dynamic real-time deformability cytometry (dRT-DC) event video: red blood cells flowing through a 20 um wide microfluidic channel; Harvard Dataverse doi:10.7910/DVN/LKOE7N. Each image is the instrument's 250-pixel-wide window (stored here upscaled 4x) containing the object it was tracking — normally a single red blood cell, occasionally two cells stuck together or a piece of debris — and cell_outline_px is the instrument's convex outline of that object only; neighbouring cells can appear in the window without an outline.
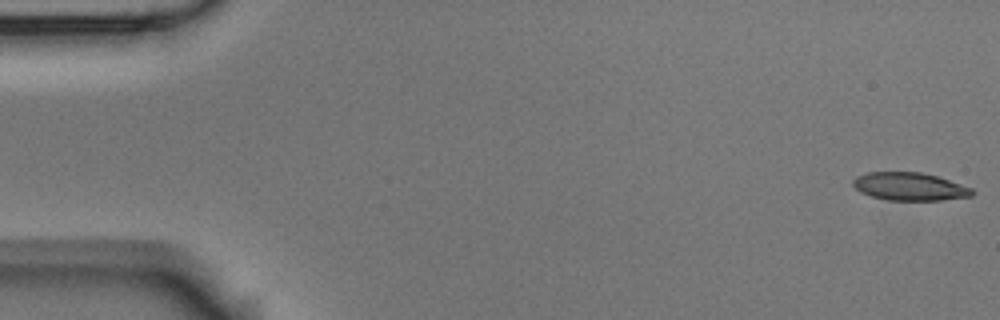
{"species": "Egyptian fruit bat (a non-hibernating species)", "species_latin": "Rousettus aegyptiacus", "temperature_condition": "room temperature", "stored_images_in_passage": 6, "camera_frame_rate_fps": 3000, "um_per_image_px": 0.085, "animal": {"sex": "male"}, "frame": {"image": 1, "passage_image": 1, "time_ms": 0.0, "image_size_px": [1000, 320], "cell_outline_px": [[976, 192], [972, 196], [940, 200], [888, 200], [872, 196], [860, 192], [852, 184], [852, 180], [856, 176], [868, 172], [920, 172], [936, 176], [972, 188]], "centroid_in_image_um": [77.31, 15.85], "position_along_channel_um": 7.7, "area_um2": 19.31}}
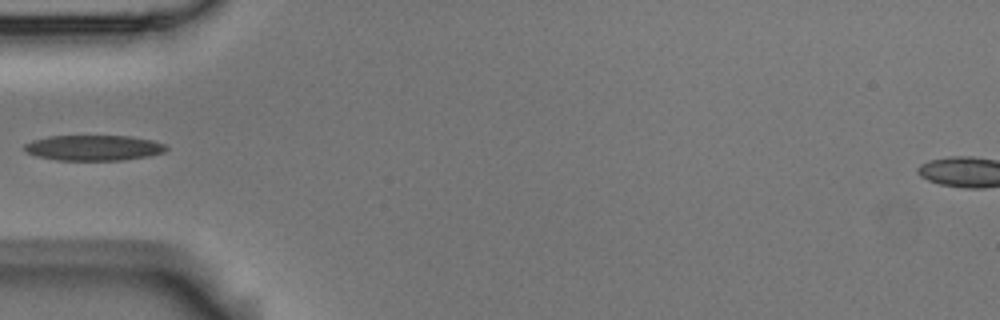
{"frame": {"image": 2, "passage_image": 5, "time_ms": 1.333, "image_size_px": [1000, 320], "cell_outline_px": [[168, 148], [164, 152], [148, 156], [120, 160], [60, 160], [36, 156], [28, 152], [24, 148], [24, 144], [32, 140], [48, 136], [128, 136], [152, 140], [164, 144]], "centroid_in_image_um": [7.95, 12.56], "position_along_channel_um": 77.0, "area_um2": 20.87}}
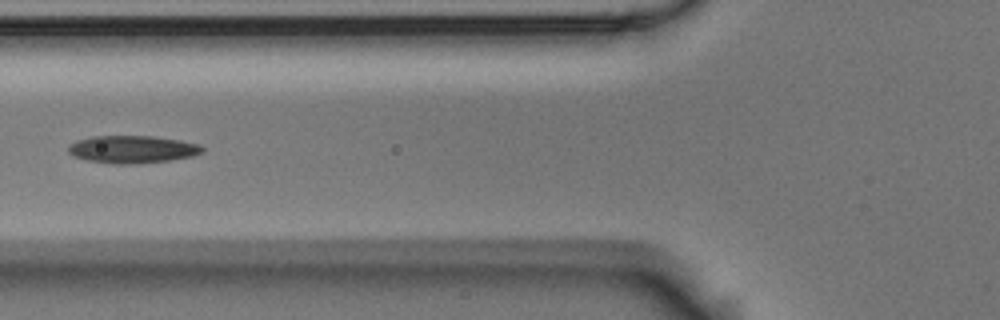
{"frame": {"image": 3, "passage_image": 6, "time_ms": 1.667, "image_size_px": [1000, 320], "cell_outline_px": [[204, 152], [192, 156], [168, 160], [124, 164], [120, 164], [88, 160], [76, 156], [68, 152], [68, 148], [76, 140], [92, 136], [152, 136], [180, 140], [200, 144], [204, 148]], "centroid_in_image_um": [11.29, 12.67], "position_along_channel_um": 114.5, "area_um2": 21.15}}